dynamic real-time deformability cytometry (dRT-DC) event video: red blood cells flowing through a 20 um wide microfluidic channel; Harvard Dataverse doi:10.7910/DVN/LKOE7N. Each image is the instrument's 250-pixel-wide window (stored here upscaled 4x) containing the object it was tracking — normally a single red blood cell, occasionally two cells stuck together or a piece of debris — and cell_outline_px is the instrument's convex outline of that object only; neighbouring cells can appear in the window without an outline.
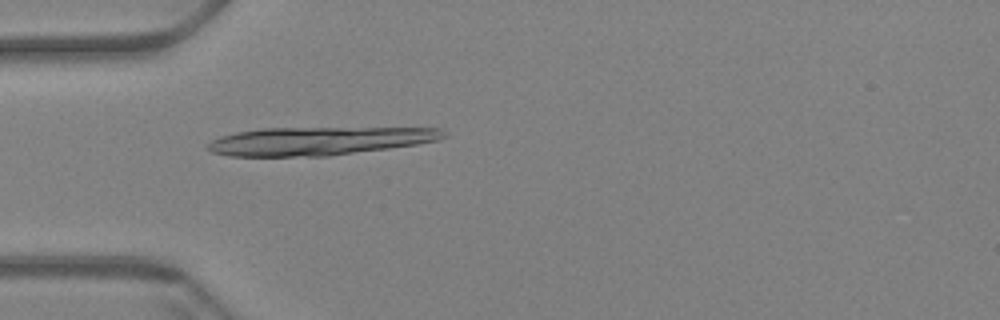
{"species": "Egyptian fruit bat (a non-hibernating species)", "species_latin": "Rousettus aegyptiacus", "temperature_condition": "warm", "stored_images_in_passage": 59, "camera_frame_rate_fps": 3000, "um_per_image_px": 0.085, "animal": {"sex": "female"}, "frame": {"image": 1, "passage_image": 18, "time_ms": 5.667, "image_size_px": [1000, 320], "cell_outline_px": [[448, 136], [436, 140], [416, 144], [388, 148], [328, 156], [228, 156], [212, 152], [208, 148], [208, 144], [212, 140], [220, 136], [236, 132], [264, 128], [440, 128]], "centroid_in_image_um": [27.08, 11.98], "position_along_channel_um": 57.9, "area_um2": 38.49}}